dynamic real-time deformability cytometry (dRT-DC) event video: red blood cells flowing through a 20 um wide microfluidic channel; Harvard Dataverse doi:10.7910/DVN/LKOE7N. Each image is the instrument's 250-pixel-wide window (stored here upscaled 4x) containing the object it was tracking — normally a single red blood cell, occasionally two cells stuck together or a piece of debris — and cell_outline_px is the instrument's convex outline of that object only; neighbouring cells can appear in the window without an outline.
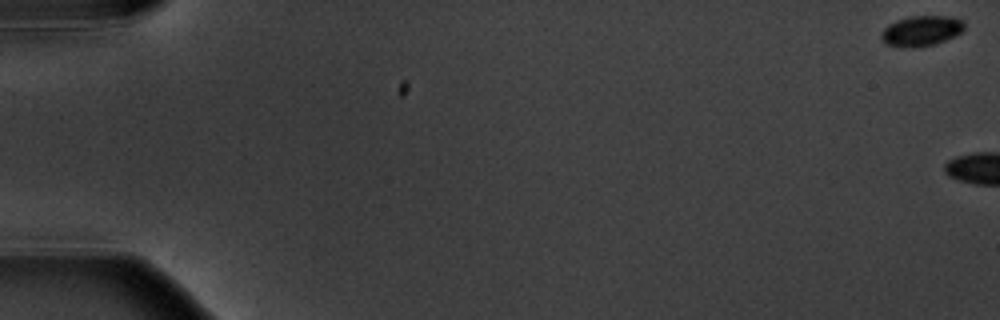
{"species": "common noctule bat (a hibernating species)", "species_latin": "Nyctalus noctula", "temperature_condition": "warm", "stored_images_in_passage": 7, "camera_frame_rate_fps": 3000, "um_per_image_px": 0.085, "animal": {"sex": "male", "body_mass_g": 20.1, "forearm_length_mm": 53.5}, "frame": {"image": 1, "passage_image": 1, "time_ms": 0.0, "image_size_px": [1000, 320], "cell_outline_px": [[964, 28], [960, 32], [944, 40], [932, 44], [884, 44], [880, 36], [880, 32], [888, 24], [896, 20], [912, 16], [948, 16], [964, 20]], "centroid_in_image_um": [78.31, 2.55], "position_along_channel_um": 6.7, "area_um2": 13.87}}